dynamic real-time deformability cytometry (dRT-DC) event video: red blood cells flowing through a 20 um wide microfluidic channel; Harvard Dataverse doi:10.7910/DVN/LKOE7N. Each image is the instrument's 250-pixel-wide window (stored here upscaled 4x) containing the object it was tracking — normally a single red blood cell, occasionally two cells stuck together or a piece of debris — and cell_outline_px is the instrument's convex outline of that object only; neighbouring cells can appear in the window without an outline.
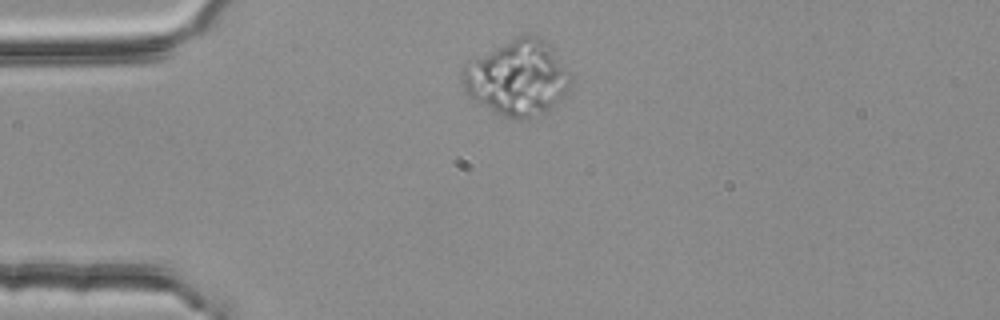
{"species": "common noctule bat (a hibernating species)", "species_latin": "Nyctalus noctula", "temperature_condition": "room temperature", "stored_images_in_passage": 3, "camera_frame_rate_fps": 3000, "um_per_image_px": 0.085, "animal": {"sex": "female", "body_mass_g": 25.1}, "frame": {"image": 1, "passage_image": 1, "time_ms": 0.0, "image_size_px": [1000, 320], "cell_outline_px": [[572, 84], [564, 96], [544, 112], [520, 120], [504, 116], [496, 112], [468, 96], [464, 92], [464, 64], [468, 60], [524, 32], [532, 32], [540, 36], [552, 44], [556, 48], [572, 76]], "centroid_in_image_um": [44.04, 6.54], "position_along_channel_um": 41.0, "area_um2": 48.15}}
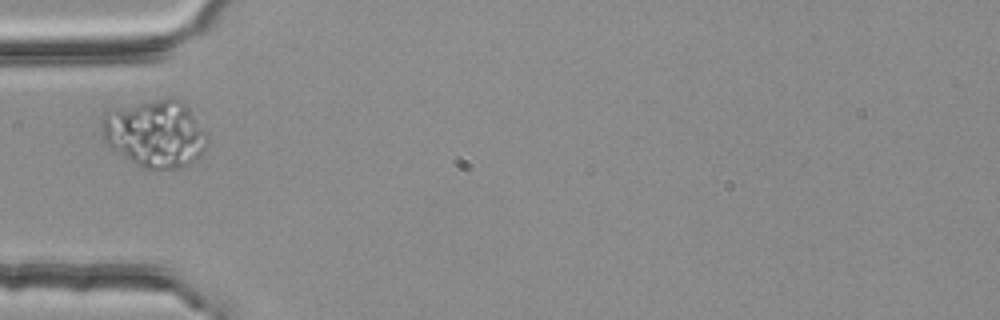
{"frame": {"image": 2, "passage_image": 2, "time_ms": 0.333, "image_size_px": [1000, 320], "cell_outline_px": [[208, 144], [200, 156], [196, 160], [180, 168], [144, 168], [136, 164], [112, 148], [104, 140], [104, 116], [140, 104], [168, 96], [172, 96], [180, 100], [188, 108], [208, 132]], "centroid_in_image_um": [13.33, 11.39], "position_along_channel_um": 71.7, "area_um2": 40.23}}
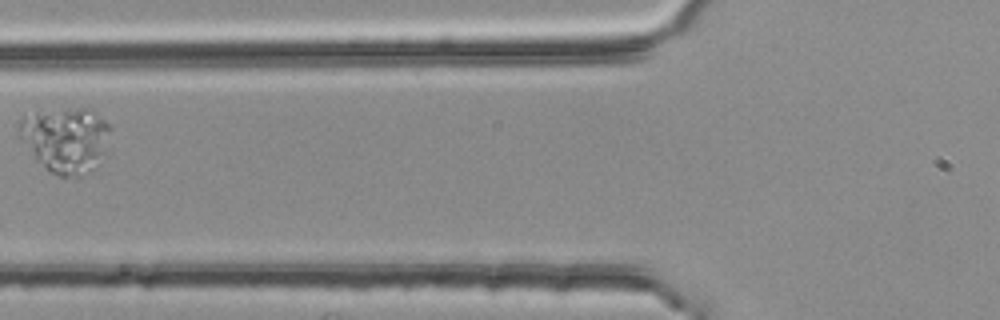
{"frame": {"image": 3, "passage_image": 3, "time_ms": 0.667, "image_size_px": [1000, 320], "cell_outline_px": [[112, 128], [108, 152], [100, 164], [80, 176], [60, 176], [48, 172], [44, 168], [20, 136], [20, 120], [24, 116], [36, 112], [64, 108], [92, 108]], "centroid_in_image_um": [5.69, 11.86], "position_along_channel_um": 120.1, "area_um2": 35.08}}